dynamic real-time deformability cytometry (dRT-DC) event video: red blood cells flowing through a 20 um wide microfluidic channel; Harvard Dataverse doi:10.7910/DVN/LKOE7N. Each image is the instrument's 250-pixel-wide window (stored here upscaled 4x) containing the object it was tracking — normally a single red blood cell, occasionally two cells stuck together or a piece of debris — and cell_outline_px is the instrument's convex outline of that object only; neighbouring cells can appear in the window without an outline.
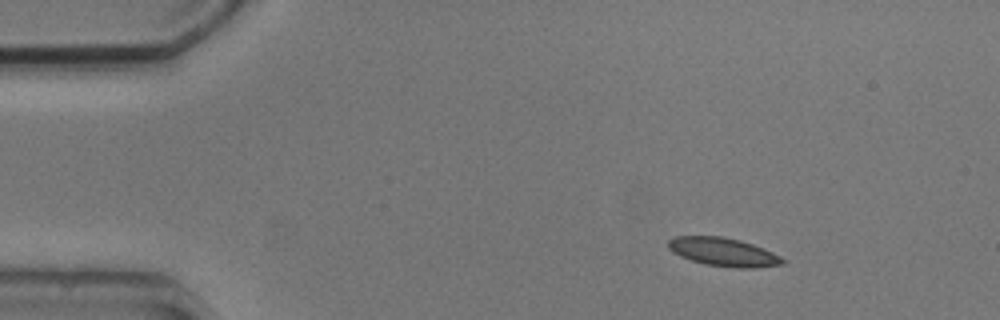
{"species": "common noctule bat (a hibernating species)", "species_latin": "Nyctalus noctula", "temperature_condition": "cold", "stored_images_in_passage": 4, "camera_frame_rate_fps": 3000, "um_per_image_px": 0.085, "animal": {"sex": "male", "body_mass_g": 20.5, "forearm_length_mm": 52.5}, "frame": {"image": 1, "passage_image": 2, "time_ms": 1.333, "image_size_px": [1000, 320], "cell_outline_px": [[788, 260], [784, 264], [756, 268], [732, 268], [704, 264], [680, 256], [672, 252], [668, 248], [668, 240], [676, 236], [724, 236], [740, 240], [764, 248]], "centroid_in_image_um": [61.51, 21.42], "position_along_channel_um": 23.5, "area_um2": 19.19}}
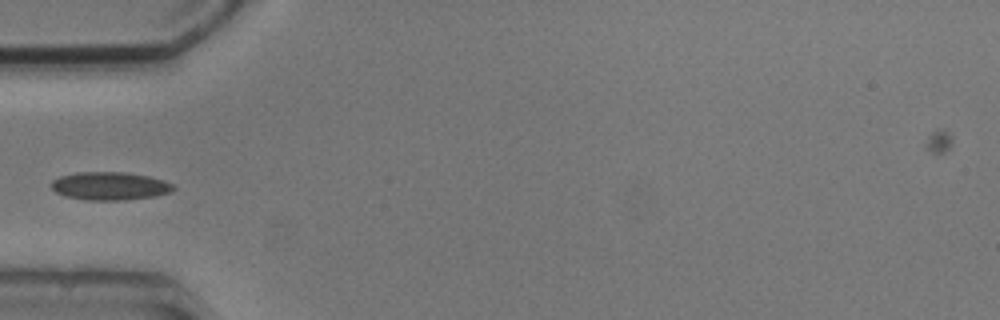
{"frame": {"image": 2, "passage_image": 4, "time_ms": 4.667, "image_size_px": [1000, 320], "cell_outline_px": [[176, 188], [172, 192], [156, 196], [124, 200], [88, 200], [64, 196], [56, 192], [52, 188], [52, 180], [60, 176], [76, 172], [124, 172], [148, 176], [164, 180], [172, 184]], "centroid_in_image_um": [9.35, 15.81], "position_along_channel_um": 75.6, "area_um2": 20.06}}